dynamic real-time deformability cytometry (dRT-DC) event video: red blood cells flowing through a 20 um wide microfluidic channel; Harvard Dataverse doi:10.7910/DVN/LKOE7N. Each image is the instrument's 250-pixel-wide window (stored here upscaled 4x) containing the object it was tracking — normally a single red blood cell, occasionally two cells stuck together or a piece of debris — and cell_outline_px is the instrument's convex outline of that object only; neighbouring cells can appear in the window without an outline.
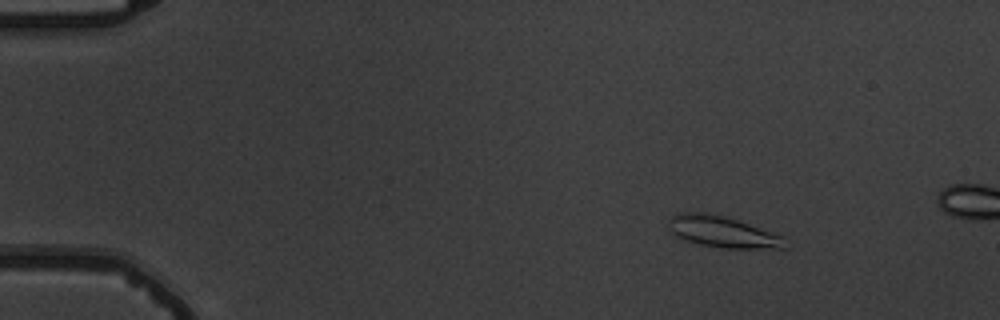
{"species": "common noctule bat (a hibernating species)", "species_latin": "Nyctalus noctula", "temperature_condition": "warm", "stored_images_in_passage": 6, "camera_frame_rate_fps": 3000, "um_per_image_px": 0.085, "animal": {"sex": "male", "body_mass_g": 19.5, "forearm_length_mm": 54.6}, "frame": {"image": 1, "passage_image": 3, "time_ms": 2.333, "image_size_px": [1000, 320], "cell_outline_px": [[784, 248], [724, 248], [700, 244], [676, 236], [668, 228], [668, 216], [676, 212], [704, 212], [728, 216], [784, 236]], "centroid_in_image_um": [61.36, 19.67], "position_along_channel_um": 23.6, "area_um2": 21.39}}